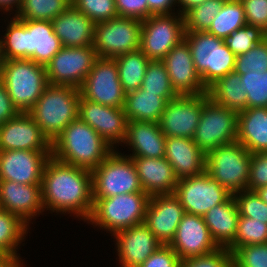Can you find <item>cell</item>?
<instances>
[{
    "label": "cell",
    "mask_w": 267,
    "mask_h": 267,
    "mask_svg": "<svg viewBox=\"0 0 267 267\" xmlns=\"http://www.w3.org/2000/svg\"><path fill=\"white\" fill-rule=\"evenodd\" d=\"M267 186V152L251 153L248 191Z\"/></svg>",
    "instance_id": "7dc6e473"
},
{
    "label": "cell",
    "mask_w": 267,
    "mask_h": 267,
    "mask_svg": "<svg viewBox=\"0 0 267 267\" xmlns=\"http://www.w3.org/2000/svg\"><path fill=\"white\" fill-rule=\"evenodd\" d=\"M0 79L20 112H28L48 85L45 66L30 59L5 60Z\"/></svg>",
    "instance_id": "8992f818"
},
{
    "label": "cell",
    "mask_w": 267,
    "mask_h": 267,
    "mask_svg": "<svg viewBox=\"0 0 267 267\" xmlns=\"http://www.w3.org/2000/svg\"><path fill=\"white\" fill-rule=\"evenodd\" d=\"M80 90L73 86L48 84L28 111L52 143L68 124L78 118Z\"/></svg>",
    "instance_id": "277c9868"
},
{
    "label": "cell",
    "mask_w": 267,
    "mask_h": 267,
    "mask_svg": "<svg viewBox=\"0 0 267 267\" xmlns=\"http://www.w3.org/2000/svg\"><path fill=\"white\" fill-rule=\"evenodd\" d=\"M252 70L257 73L267 71V38L248 52L236 56L234 72L241 75Z\"/></svg>",
    "instance_id": "b9f144b4"
},
{
    "label": "cell",
    "mask_w": 267,
    "mask_h": 267,
    "mask_svg": "<svg viewBox=\"0 0 267 267\" xmlns=\"http://www.w3.org/2000/svg\"><path fill=\"white\" fill-rule=\"evenodd\" d=\"M51 151H0V180L21 184H41L43 170Z\"/></svg>",
    "instance_id": "ac0fdd59"
},
{
    "label": "cell",
    "mask_w": 267,
    "mask_h": 267,
    "mask_svg": "<svg viewBox=\"0 0 267 267\" xmlns=\"http://www.w3.org/2000/svg\"><path fill=\"white\" fill-rule=\"evenodd\" d=\"M238 113L208 99L192 140L205 153L237 140Z\"/></svg>",
    "instance_id": "8fae6325"
},
{
    "label": "cell",
    "mask_w": 267,
    "mask_h": 267,
    "mask_svg": "<svg viewBox=\"0 0 267 267\" xmlns=\"http://www.w3.org/2000/svg\"><path fill=\"white\" fill-rule=\"evenodd\" d=\"M179 267H233L232 253L219 248L210 254L180 260Z\"/></svg>",
    "instance_id": "bcb514c9"
},
{
    "label": "cell",
    "mask_w": 267,
    "mask_h": 267,
    "mask_svg": "<svg viewBox=\"0 0 267 267\" xmlns=\"http://www.w3.org/2000/svg\"><path fill=\"white\" fill-rule=\"evenodd\" d=\"M98 57L93 45L63 46L45 66L48 84L79 89Z\"/></svg>",
    "instance_id": "4fadbf2b"
},
{
    "label": "cell",
    "mask_w": 267,
    "mask_h": 267,
    "mask_svg": "<svg viewBox=\"0 0 267 267\" xmlns=\"http://www.w3.org/2000/svg\"><path fill=\"white\" fill-rule=\"evenodd\" d=\"M22 1L23 0H0V7H2L3 10L9 11L10 8H13V5H15L16 8H18L17 10L19 11L22 5Z\"/></svg>",
    "instance_id": "11a10c76"
},
{
    "label": "cell",
    "mask_w": 267,
    "mask_h": 267,
    "mask_svg": "<svg viewBox=\"0 0 267 267\" xmlns=\"http://www.w3.org/2000/svg\"><path fill=\"white\" fill-rule=\"evenodd\" d=\"M44 208L53 212L78 214L88 220L93 210L90 170L63 163L50 157L41 180Z\"/></svg>",
    "instance_id": "6da1fadb"
},
{
    "label": "cell",
    "mask_w": 267,
    "mask_h": 267,
    "mask_svg": "<svg viewBox=\"0 0 267 267\" xmlns=\"http://www.w3.org/2000/svg\"><path fill=\"white\" fill-rule=\"evenodd\" d=\"M237 141L250 153L267 152V108H246L238 113Z\"/></svg>",
    "instance_id": "f546056e"
},
{
    "label": "cell",
    "mask_w": 267,
    "mask_h": 267,
    "mask_svg": "<svg viewBox=\"0 0 267 267\" xmlns=\"http://www.w3.org/2000/svg\"><path fill=\"white\" fill-rule=\"evenodd\" d=\"M239 217L232 194L223 203L217 204L203 215L210 235L219 248H228L234 242Z\"/></svg>",
    "instance_id": "f1b7e54d"
},
{
    "label": "cell",
    "mask_w": 267,
    "mask_h": 267,
    "mask_svg": "<svg viewBox=\"0 0 267 267\" xmlns=\"http://www.w3.org/2000/svg\"><path fill=\"white\" fill-rule=\"evenodd\" d=\"M51 151V142L28 112H20L0 125V151Z\"/></svg>",
    "instance_id": "d6986e66"
},
{
    "label": "cell",
    "mask_w": 267,
    "mask_h": 267,
    "mask_svg": "<svg viewBox=\"0 0 267 267\" xmlns=\"http://www.w3.org/2000/svg\"><path fill=\"white\" fill-rule=\"evenodd\" d=\"M118 16L145 20L150 17L147 0H115Z\"/></svg>",
    "instance_id": "f907efd6"
},
{
    "label": "cell",
    "mask_w": 267,
    "mask_h": 267,
    "mask_svg": "<svg viewBox=\"0 0 267 267\" xmlns=\"http://www.w3.org/2000/svg\"><path fill=\"white\" fill-rule=\"evenodd\" d=\"M162 61L166 66L171 86L177 95L208 93L196 72L189 45L185 40L174 46Z\"/></svg>",
    "instance_id": "7402d4cb"
},
{
    "label": "cell",
    "mask_w": 267,
    "mask_h": 267,
    "mask_svg": "<svg viewBox=\"0 0 267 267\" xmlns=\"http://www.w3.org/2000/svg\"><path fill=\"white\" fill-rule=\"evenodd\" d=\"M113 151L112 147L87 123L72 121L51 143L55 159L92 171Z\"/></svg>",
    "instance_id": "3957f363"
},
{
    "label": "cell",
    "mask_w": 267,
    "mask_h": 267,
    "mask_svg": "<svg viewBox=\"0 0 267 267\" xmlns=\"http://www.w3.org/2000/svg\"><path fill=\"white\" fill-rule=\"evenodd\" d=\"M246 24L245 11L241 1L226 0L207 32L224 39Z\"/></svg>",
    "instance_id": "836d02e7"
},
{
    "label": "cell",
    "mask_w": 267,
    "mask_h": 267,
    "mask_svg": "<svg viewBox=\"0 0 267 267\" xmlns=\"http://www.w3.org/2000/svg\"><path fill=\"white\" fill-rule=\"evenodd\" d=\"M251 153L237 140L206 154L205 171L232 195L247 190Z\"/></svg>",
    "instance_id": "ba28073f"
},
{
    "label": "cell",
    "mask_w": 267,
    "mask_h": 267,
    "mask_svg": "<svg viewBox=\"0 0 267 267\" xmlns=\"http://www.w3.org/2000/svg\"><path fill=\"white\" fill-rule=\"evenodd\" d=\"M72 4L71 0H23L18 19L52 21Z\"/></svg>",
    "instance_id": "d590c367"
},
{
    "label": "cell",
    "mask_w": 267,
    "mask_h": 267,
    "mask_svg": "<svg viewBox=\"0 0 267 267\" xmlns=\"http://www.w3.org/2000/svg\"><path fill=\"white\" fill-rule=\"evenodd\" d=\"M141 88L147 92L158 93L167 102L178 96L171 86L166 66L160 60H150Z\"/></svg>",
    "instance_id": "8d00e7d4"
},
{
    "label": "cell",
    "mask_w": 267,
    "mask_h": 267,
    "mask_svg": "<svg viewBox=\"0 0 267 267\" xmlns=\"http://www.w3.org/2000/svg\"><path fill=\"white\" fill-rule=\"evenodd\" d=\"M28 224L17 215L0 209V252L5 253L18 262L15 250L26 233Z\"/></svg>",
    "instance_id": "e575fe53"
},
{
    "label": "cell",
    "mask_w": 267,
    "mask_h": 267,
    "mask_svg": "<svg viewBox=\"0 0 267 267\" xmlns=\"http://www.w3.org/2000/svg\"><path fill=\"white\" fill-rule=\"evenodd\" d=\"M150 196L146 192L125 193L109 198H93L89 221L116 232L143 223Z\"/></svg>",
    "instance_id": "52a82bcc"
},
{
    "label": "cell",
    "mask_w": 267,
    "mask_h": 267,
    "mask_svg": "<svg viewBox=\"0 0 267 267\" xmlns=\"http://www.w3.org/2000/svg\"><path fill=\"white\" fill-rule=\"evenodd\" d=\"M114 235L121 267H139L162 245L144 222Z\"/></svg>",
    "instance_id": "603a6c76"
},
{
    "label": "cell",
    "mask_w": 267,
    "mask_h": 267,
    "mask_svg": "<svg viewBox=\"0 0 267 267\" xmlns=\"http://www.w3.org/2000/svg\"><path fill=\"white\" fill-rule=\"evenodd\" d=\"M10 22L2 41L6 60L30 59L46 66L63 47L51 21L13 17Z\"/></svg>",
    "instance_id": "7a4b0ae2"
},
{
    "label": "cell",
    "mask_w": 267,
    "mask_h": 267,
    "mask_svg": "<svg viewBox=\"0 0 267 267\" xmlns=\"http://www.w3.org/2000/svg\"><path fill=\"white\" fill-rule=\"evenodd\" d=\"M79 90L89 101L123 108L126 92L121 86L114 58L98 57Z\"/></svg>",
    "instance_id": "5bb4252c"
},
{
    "label": "cell",
    "mask_w": 267,
    "mask_h": 267,
    "mask_svg": "<svg viewBox=\"0 0 267 267\" xmlns=\"http://www.w3.org/2000/svg\"><path fill=\"white\" fill-rule=\"evenodd\" d=\"M255 192L267 204V186L260 187Z\"/></svg>",
    "instance_id": "6f0895ef"
},
{
    "label": "cell",
    "mask_w": 267,
    "mask_h": 267,
    "mask_svg": "<svg viewBox=\"0 0 267 267\" xmlns=\"http://www.w3.org/2000/svg\"><path fill=\"white\" fill-rule=\"evenodd\" d=\"M43 208L41 184L0 180V209L17 215L27 224Z\"/></svg>",
    "instance_id": "cb8c5ba5"
},
{
    "label": "cell",
    "mask_w": 267,
    "mask_h": 267,
    "mask_svg": "<svg viewBox=\"0 0 267 267\" xmlns=\"http://www.w3.org/2000/svg\"><path fill=\"white\" fill-rule=\"evenodd\" d=\"M248 25L261 28L267 33V0H240Z\"/></svg>",
    "instance_id": "c3c4849f"
},
{
    "label": "cell",
    "mask_w": 267,
    "mask_h": 267,
    "mask_svg": "<svg viewBox=\"0 0 267 267\" xmlns=\"http://www.w3.org/2000/svg\"><path fill=\"white\" fill-rule=\"evenodd\" d=\"M142 20L116 16L94 24L93 47L99 57L116 58L140 49Z\"/></svg>",
    "instance_id": "30bf717a"
},
{
    "label": "cell",
    "mask_w": 267,
    "mask_h": 267,
    "mask_svg": "<svg viewBox=\"0 0 267 267\" xmlns=\"http://www.w3.org/2000/svg\"><path fill=\"white\" fill-rule=\"evenodd\" d=\"M51 23L64 47H84L94 43L95 23L72 4Z\"/></svg>",
    "instance_id": "4316f807"
},
{
    "label": "cell",
    "mask_w": 267,
    "mask_h": 267,
    "mask_svg": "<svg viewBox=\"0 0 267 267\" xmlns=\"http://www.w3.org/2000/svg\"><path fill=\"white\" fill-rule=\"evenodd\" d=\"M20 260L18 262H15L11 267H21V263H19Z\"/></svg>",
    "instance_id": "91938a15"
},
{
    "label": "cell",
    "mask_w": 267,
    "mask_h": 267,
    "mask_svg": "<svg viewBox=\"0 0 267 267\" xmlns=\"http://www.w3.org/2000/svg\"><path fill=\"white\" fill-rule=\"evenodd\" d=\"M71 2L94 23L108 21L118 16L115 0H71Z\"/></svg>",
    "instance_id": "ee69618b"
},
{
    "label": "cell",
    "mask_w": 267,
    "mask_h": 267,
    "mask_svg": "<svg viewBox=\"0 0 267 267\" xmlns=\"http://www.w3.org/2000/svg\"><path fill=\"white\" fill-rule=\"evenodd\" d=\"M185 214L174 193L153 195L147 205L144 223L163 245H168Z\"/></svg>",
    "instance_id": "44dd1931"
},
{
    "label": "cell",
    "mask_w": 267,
    "mask_h": 267,
    "mask_svg": "<svg viewBox=\"0 0 267 267\" xmlns=\"http://www.w3.org/2000/svg\"><path fill=\"white\" fill-rule=\"evenodd\" d=\"M167 101L158 93L147 92L141 87L126 93L123 110L128 121L158 123Z\"/></svg>",
    "instance_id": "4dcf8cb0"
},
{
    "label": "cell",
    "mask_w": 267,
    "mask_h": 267,
    "mask_svg": "<svg viewBox=\"0 0 267 267\" xmlns=\"http://www.w3.org/2000/svg\"><path fill=\"white\" fill-rule=\"evenodd\" d=\"M78 118L91 126L111 147L125 141L128 119L123 108L101 105L80 96Z\"/></svg>",
    "instance_id": "e0dca14e"
},
{
    "label": "cell",
    "mask_w": 267,
    "mask_h": 267,
    "mask_svg": "<svg viewBox=\"0 0 267 267\" xmlns=\"http://www.w3.org/2000/svg\"><path fill=\"white\" fill-rule=\"evenodd\" d=\"M130 158L135 164L141 187L149 196L174 193L178 179L165 157Z\"/></svg>",
    "instance_id": "484cf974"
},
{
    "label": "cell",
    "mask_w": 267,
    "mask_h": 267,
    "mask_svg": "<svg viewBox=\"0 0 267 267\" xmlns=\"http://www.w3.org/2000/svg\"><path fill=\"white\" fill-rule=\"evenodd\" d=\"M20 113L8 95L3 81L0 79V125Z\"/></svg>",
    "instance_id": "816d5d0a"
},
{
    "label": "cell",
    "mask_w": 267,
    "mask_h": 267,
    "mask_svg": "<svg viewBox=\"0 0 267 267\" xmlns=\"http://www.w3.org/2000/svg\"><path fill=\"white\" fill-rule=\"evenodd\" d=\"M233 197L240 216L255 218L267 224V204L255 191L243 190L242 193H234Z\"/></svg>",
    "instance_id": "7bdbcfd3"
},
{
    "label": "cell",
    "mask_w": 267,
    "mask_h": 267,
    "mask_svg": "<svg viewBox=\"0 0 267 267\" xmlns=\"http://www.w3.org/2000/svg\"><path fill=\"white\" fill-rule=\"evenodd\" d=\"M265 38H267V33L261 28L246 24L225 37L223 42L237 56L248 52Z\"/></svg>",
    "instance_id": "ab89813d"
},
{
    "label": "cell",
    "mask_w": 267,
    "mask_h": 267,
    "mask_svg": "<svg viewBox=\"0 0 267 267\" xmlns=\"http://www.w3.org/2000/svg\"><path fill=\"white\" fill-rule=\"evenodd\" d=\"M5 60L6 59H5L4 53H3V42L0 39V69H1V66L3 65V63H4Z\"/></svg>",
    "instance_id": "680465c9"
},
{
    "label": "cell",
    "mask_w": 267,
    "mask_h": 267,
    "mask_svg": "<svg viewBox=\"0 0 267 267\" xmlns=\"http://www.w3.org/2000/svg\"><path fill=\"white\" fill-rule=\"evenodd\" d=\"M15 262L10 256L0 252V267H11Z\"/></svg>",
    "instance_id": "9f6ffc18"
},
{
    "label": "cell",
    "mask_w": 267,
    "mask_h": 267,
    "mask_svg": "<svg viewBox=\"0 0 267 267\" xmlns=\"http://www.w3.org/2000/svg\"><path fill=\"white\" fill-rule=\"evenodd\" d=\"M165 158L173 167L178 180L205 171L206 154L191 138L166 137Z\"/></svg>",
    "instance_id": "d4e9b609"
},
{
    "label": "cell",
    "mask_w": 267,
    "mask_h": 267,
    "mask_svg": "<svg viewBox=\"0 0 267 267\" xmlns=\"http://www.w3.org/2000/svg\"><path fill=\"white\" fill-rule=\"evenodd\" d=\"M241 81L247 92V108H267V71L241 74Z\"/></svg>",
    "instance_id": "60d3db41"
},
{
    "label": "cell",
    "mask_w": 267,
    "mask_h": 267,
    "mask_svg": "<svg viewBox=\"0 0 267 267\" xmlns=\"http://www.w3.org/2000/svg\"><path fill=\"white\" fill-rule=\"evenodd\" d=\"M118 67V77L126 93L138 90L150 59L140 50L122 54L114 58Z\"/></svg>",
    "instance_id": "d6a6232c"
},
{
    "label": "cell",
    "mask_w": 267,
    "mask_h": 267,
    "mask_svg": "<svg viewBox=\"0 0 267 267\" xmlns=\"http://www.w3.org/2000/svg\"><path fill=\"white\" fill-rule=\"evenodd\" d=\"M125 142L134 149L130 157H165L166 136L159 123L128 121Z\"/></svg>",
    "instance_id": "83f0119b"
},
{
    "label": "cell",
    "mask_w": 267,
    "mask_h": 267,
    "mask_svg": "<svg viewBox=\"0 0 267 267\" xmlns=\"http://www.w3.org/2000/svg\"><path fill=\"white\" fill-rule=\"evenodd\" d=\"M184 40L189 45L196 72L207 90L220 78L234 72L236 55L223 39L207 31H185Z\"/></svg>",
    "instance_id": "5b68a950"
},
{
    "label": "cell",
    "mask_w": 267,
    "mask_h": 267,
    "mask_svg": "<svg viewBox=\"0 0 267 267\" xmlns=\"http://www.w3.org/2000/svg\"><path fill=\"white\" fill-rule=\"evenodd\" d=\"M264 243H267V224L240 216L235 240L227 249L233 253L238 247Z\"/></svg>",
    "instance_id": "74e56055"
},
{
    "label": "cell",
    "mask_w": 267,
    "mask_h": 267,
    "mask_svg": "<svg viewBox=\"0 0 267 267\" xmlns=\"http://www.w3.org/2000/svg\"><path fill=\"white\" fill-rule=\"evenodd\" d=\"M180 5H182V10H180V14L184 16L190 9L193 7H196L202 3H204L206 0H177Z\"/></svg>",
    "instance_id": "db71d44e"
},
{
    "label": "cell",
    "mask_w": 267,
    "mask_h": 267,
    "mask_svg": "<svg viewBox=\"0 0 267 267\" xmlns=\"http://www.w3.org/2000/svg\"><path fill=\"white\" fill-rule=\"evenodd\" d=\"M180 260L210 254L219 247L213 241L203 216L186 213L168 244Z\"/></svg>",
    "instance_id": "ffe728a7"
},
{
    "label": "cell",
    "mask_w": 267,
    "mask_h": 267,
    "mask_svg": "<svg viewBox=\"0 0 267 267\" xmlns=\"http://www.w3.org/2000/svg\"><path fill=\"white\" fill-rule=\"evenodd\" d=\"M208 95L217 105L237 113L247 108V92L244 90L241 75L236 72L220 78L208 89Z\"/></svg>",
    "instance_id": "1f68e13d"
},
{
    "label": "cell",
    "mask_w": 267,
    "mask_h": 267,
    "mask_svg": "<svg viewBox=\"0 0 267 267\" xmlns=\"http://www.w3.org/2000/svg\"><path fill=\"white\" fill-rule=\"evenodd\" d=\"M180 259L169 245H161L139 267H179Z\"/></svg>",
    "instance_id": "681fc988"
},
{
    "label": "cell",
    "mask_w": 267,
    "mask_h": 267,
    "mask_svg": "<svg viewBox=\"0 0 267 267\" xmlns=\"http://www.w3.org/2000/svg\"><path fill=\"white\" fill-rule=\"evenodd\" d=\"M114 151L91 171L93 198H109L119 194L144 192L132 158Z\"/></svg>",
    "instance_id": "9c48e42d"
},
{
    "label": "cell",
    "mask_w": 267,
    "mask_h": 267,
    "mask_svg": "<svg viewBox=\"0 0 267 267\" xmlns=\"http://www.w3.org/2000/svg\"><path fill=\"white\" fill-rule=\"evenodd\" d=\"M226 0H206L184 15L185 31H208Z\"/></svg>",
    "instance_id": "f35d334b"
},
{
    "label": "cell",
    "mask_w": 267,
    "mask_h": 267,
    "mask_svg": "<svg viewBox=\"0 0 267 267\" xmlns=\"http://www.w3.org/2000/svg\"><path fill=\"white\" fill-rule=\"evenodd\" d=\"M233 267H267V243L238 247L232 253Z\"/></svg>",
    "instance_id": "f6af8a7d"
},
{
    "label": "cell",
    "mask_w": 267,
    "mask_h": 267,
    "mask_svg": "<svg viewBox=\"0 0 267 267\" xmlns=\"http://www.w3.org/2000/svg\"><path fill=\"white\" fill-rule=\"evenodd\" d=\"M152 15L142 20L140 50L150 60L162 61L168 52L184 40V16ZM175 17V18H173Z\"/></svg>",
    "instance_id": "7c38bea8"
},
{
    "label": "cell",
    "mask_w": 267,
    "mask_h": 267,
    "mask_svg": "<svg viewBox=\"0 0 267 267\" xmlns=\"http://www.w3.org/2000/svg\"><path fill=\"white\" fill-rule=\"evenodd\" d=\"M174 194L179 198L186 213L199 216L223 203L231 195L206 171L178 180Z\"/></svg>",
    "instance_id": "2e32d148"
},
{
    "label": "cell",
    "mask_w": 267,
    "mask_h": 267,
    "mask_svg": "<svg viewBox=\"0 0 267 267\" xmlns=\"http://www.w3.org/2000/svg\"><path fill=\"white\" fill-rule=\"evenodd\" d=\"M208 93L178 95L167 102L159 120L160 130L166 137L193 138L200 121Z\"/></svg>",
    "instance_id": "9a60e30c"
},
{
    "label": "cell",
    "mask_w": 267,
    "mask_h": 267,
    "mask_svg": "<svg viewBox=\"0 0 267 267\" xmlns=\"http://www.w3.org/2000/svg\"><path fill=\"white\" fill-rule=\"evenodd\" d=\"M150 16L161 14H172V6L175 5L177 0H147ZM173 4V5H172Z\"/></svg>",
    "instance_id": "f5cc1de1"
}]
</instances>
